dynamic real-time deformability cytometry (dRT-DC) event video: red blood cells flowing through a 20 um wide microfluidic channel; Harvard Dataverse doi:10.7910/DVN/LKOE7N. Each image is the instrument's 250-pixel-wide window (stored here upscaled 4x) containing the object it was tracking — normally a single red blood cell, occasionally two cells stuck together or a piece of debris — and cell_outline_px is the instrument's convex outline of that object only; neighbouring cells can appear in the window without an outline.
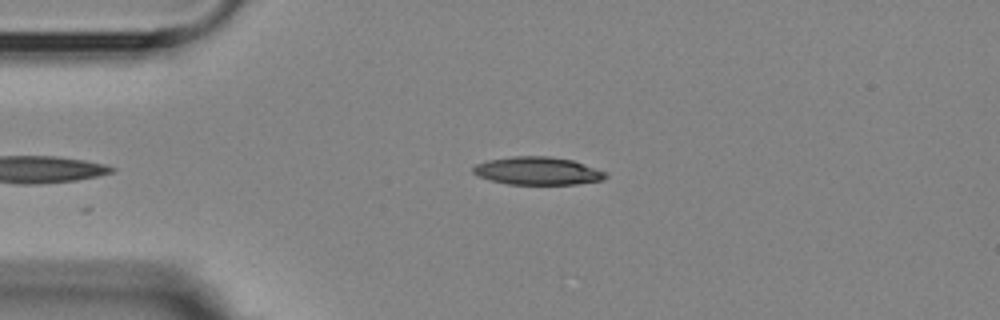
{"species": "Egyptian fruit bat (a non-hibernating species)", "species_latin": "Rousettus aegyptiacus", "temperature_condition": "room temperature", "stored_images_in_passage": 5, "camera_frame_rate_fps": 3000, "um_per_image_px": 0.085, "animal": {"sex": "female"}, "frame": {"image": 1, "passage_image": 4, "time_ms": 4.333, "image_size_px": [1000, 320], "cell_outline_px": [[608, 176], [604, 180], [576, 184], [508, 184], [492, 180], [480, 176], [472, 172], [472, 168], [476, 164], [488, 160], [512, 156], [548, 156], [572, 160], [608, 172]], "centroid_in_image_um": [45.74, 14.52], "position_along_channel_um": 39.3, "area_um2": 21.5}}